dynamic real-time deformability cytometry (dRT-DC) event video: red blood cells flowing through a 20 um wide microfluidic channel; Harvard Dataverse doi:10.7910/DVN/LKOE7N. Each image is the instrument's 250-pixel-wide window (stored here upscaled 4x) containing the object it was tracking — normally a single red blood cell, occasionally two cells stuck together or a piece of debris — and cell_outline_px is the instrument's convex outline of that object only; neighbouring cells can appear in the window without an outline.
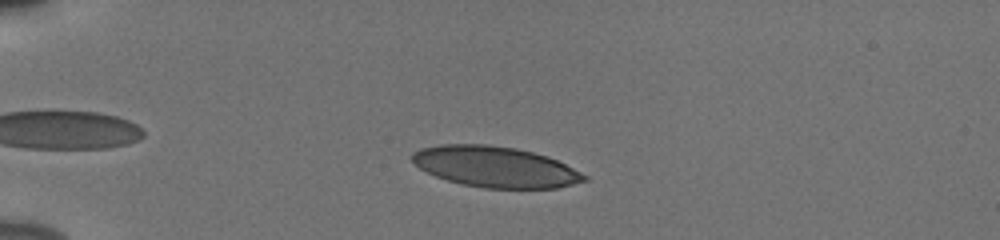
{"species": "human", "species_latin": "Homo sapiens", "temperature_condition": "cold", "stored_images_in_passage": 49, "camera_frame_rate_fps": 3000, "um_per_image_px": 0.085, "donor": {"sex": "male"}, "frame": {"image": 1, "passage_image": 9, "time_ms": 2.667, "image_size_px": [1000, 240], "cell_outline_px": [[588, 180], [556, 188], [484, 188], [464, 184], [448, 180], [436, 176], [420, 168], [412, 160], [412, 152], [420, 148], [440, 144], [488, 144], [516, 148], [548, 156], [588, 176]], "centroid_in_image_um": [42.09, 14.17], "position_along_channel_um": 42.9, "area_um2": 40.69}}
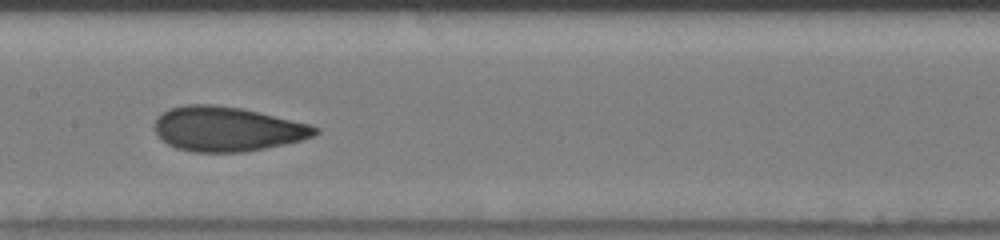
{"frame": {"image": 2, "passage_image": 24, "time_ms": 7.667, "image_size_px": [1000, 240], "cell_outline_px": [[320, 132], [312, 136], [300, 140], [284, 144], [244, 152], [192, 152], [176, 148], [168, 144], [156, 132], [156, 120], [168, 108], [188, 104], [212, 104], [240, 108], [308, 124], [320, 128]], "centroid_in_image_um": [19.3, 10.97], "position_along_channel_um": 188.1, "area_um2": 41.15}}
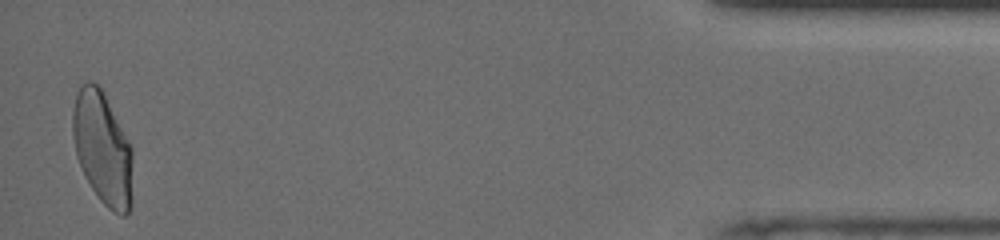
{"frame": {"image": 3, "passage_image": 48, "time_ms": 15.667, "image_size_px": [1000, 240], "cell_outline_px": [[132, 204], [128, 212], [124, 216], [120, 216], [112, 212], [100, 200], [84, 176], [76, 156], [72, 136], [72, 112], [76, 92], [80, 84], [88, 80], [92, 80], [100, 88], [132, 148]], "centroid_in_image_um": [8.7, 12.64], "position_along_channel_um": 426.5, "area_um2": 39.54}, "authors_computed_cell_mechanics": {"area_um2": 40.2288, "velocity_mm_per_s": 3.8525, "shape_relaxation_time_tau1_ms": 5.6077, "shape_relaxation_time_tau2_ms": 1.1746, "deformation_change_tau1": 0.1654, "deformation_change_tau2": 0.0675}}